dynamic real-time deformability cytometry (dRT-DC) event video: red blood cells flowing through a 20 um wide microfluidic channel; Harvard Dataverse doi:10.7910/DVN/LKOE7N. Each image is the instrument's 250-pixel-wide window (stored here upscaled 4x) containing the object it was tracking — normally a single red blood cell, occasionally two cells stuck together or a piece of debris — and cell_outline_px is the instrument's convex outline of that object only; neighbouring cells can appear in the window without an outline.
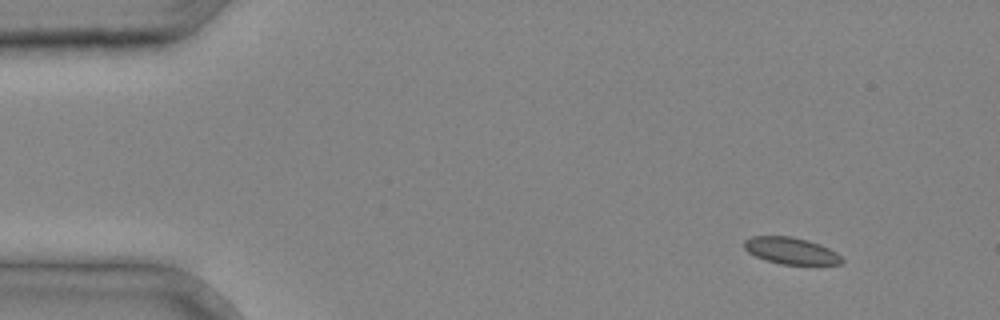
{"species": "common noctule bat (a hibernating species)", "species_latin": "Nyctalus noctula", "temperature_condition": "cold", "stored_images_in_passage": 37, "camera_frame_rate_fps": 3000, "um_per_image_px": 0.085, "animal": {"sex": "male", "body_mass_g": 20.4}, "frame": {"image": 1, "passage_image": 4, "time_ms": 1.0, "image_size_px": [1000, 320], "cell_outline_px": [[844, 260], [840, 264], [780, 264], [764, 260], [748, 252], [744, 248], [744, 240], [752, 236], [792, 236], [808, 240], [820, 244], [836, 252]], "centroid_in_image_um": [67.21, 21.31], "position_along_channel_um": 17.8, "area_um2": 15.2}}
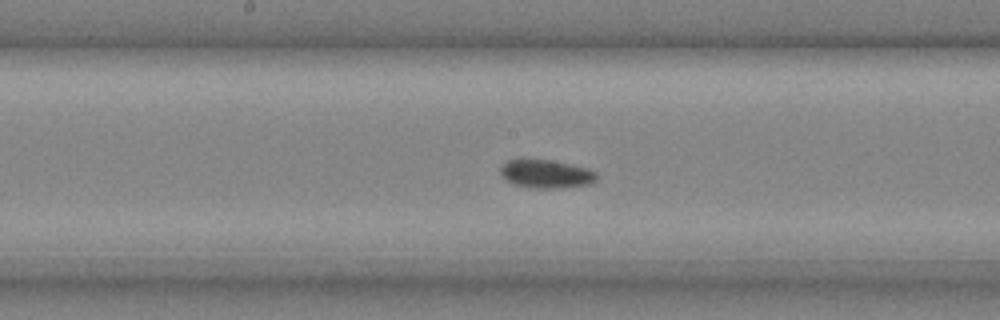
{"frame": {"image": 2, "passage_image": 20, "time_ms": 6.333, "image_size_px": [1000, 320], "cell_outline_px": [[596, 180], [592, 184], [556, 188], [528, 188], [504, 180], [500, 172], [500, 168], [508, 160], [520, 156], [548, 160], [588, 168], [596, 172]], "centroid_in_image_um": [46.36, 14.75], "position_along_channel_um": 201.8, "area_um2": 16.3}}
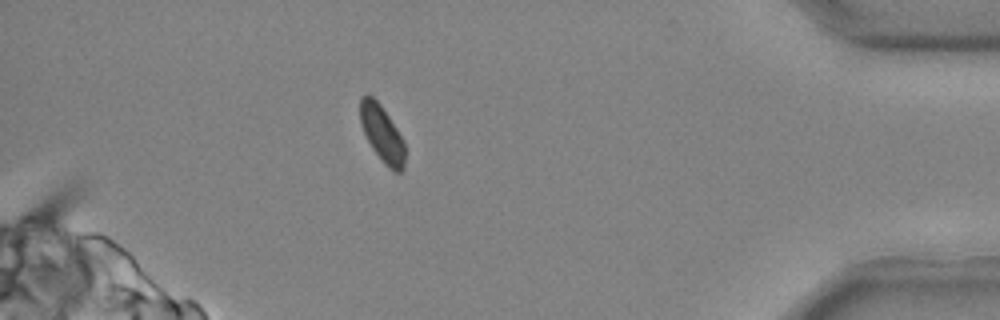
{"frame": {"image": 3, "passage_image": 34, "time_ms": 11.0, "image_size_px": [1000, 320], "cell_outline_px": [[404, 168], [400, 172], [396, 172], [388, 168], [384, 164], [372, 148], [360, 124], [360, 96], [368, 92], [380, 104], [404, 140]], "centroid_in_image_um": [32.45, 11.34], "position_along_channel_um": 402.7, "area_um2": 14.74}}